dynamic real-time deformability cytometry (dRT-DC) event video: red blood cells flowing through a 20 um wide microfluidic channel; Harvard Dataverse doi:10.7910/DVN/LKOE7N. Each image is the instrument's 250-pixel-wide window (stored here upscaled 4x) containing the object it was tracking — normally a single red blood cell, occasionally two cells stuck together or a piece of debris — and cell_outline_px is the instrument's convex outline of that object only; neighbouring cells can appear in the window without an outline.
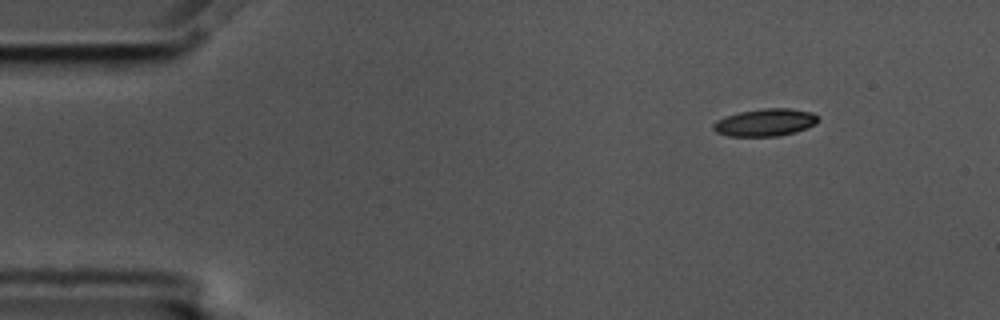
{"species": "common noctule bat (a hibernating species)", "species_latin": "Nyctalus noctula", "temperature_condition": "cold", "stored_images_in_passage": 4, "segment_of_instrument_passage": [2, 2], "camera_frame_rate_fps": 3000, "um_per_image_px": 0.085, "animal": {"sex": "male", "body_mass_g": 17.5, "forearm_length_mm": 52.3}, "frame": {"image": 1, "passage_image": 4, "time_ms": 1.0, "image_size_px": [1000, 320], "cell_outline_px": [[820, 120], [816, 124], [808, 128], [796, 132], [780, 136], [728, 136], [716, 132], [712, 128], [712, 124], [716, 120], [724, 116], [740, 112], [764, 108], [788, 108], [812, 112], [820, 116]], "centroid_in_image_um": [65.07, 10.41], "position_along_channel_um": 19.9, "area_um2": 17.05}}